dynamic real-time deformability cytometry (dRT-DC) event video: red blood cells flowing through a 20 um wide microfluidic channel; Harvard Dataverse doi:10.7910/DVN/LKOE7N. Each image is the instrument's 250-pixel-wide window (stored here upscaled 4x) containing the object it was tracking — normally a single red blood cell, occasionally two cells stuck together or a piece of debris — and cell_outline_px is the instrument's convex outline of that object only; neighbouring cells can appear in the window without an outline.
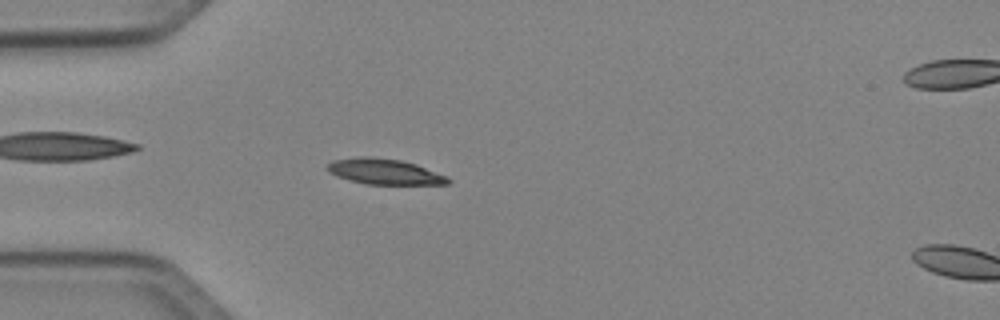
{"species": "Egyptian fruit bat (a non-hibernating species)", "species_latin": "Rousettus aegyptiacus", "temperature_condition": "cold", "stored_images_in_passage": 44, "camera_frame_rate_fps": 3000, "um_per_image_px": 0.085, "animal": {"sex": "female"}, "frame": {"image": 1, "passage_image": 8, "time_ms": 2.333, "image_size_px": [1000, 320], "cell_outline_px": [[452, 180], [448, 184], [368, 184], [336, 176], [328, 172], [328, 164], [332, 160], [360, 156], [368, 156], [400, 160], [416, 164], [448, 176]], "centroid_in_image_um": [32.7, 14.58], "position_along_channel_um": 52.3, "area_um2": 17.92}}
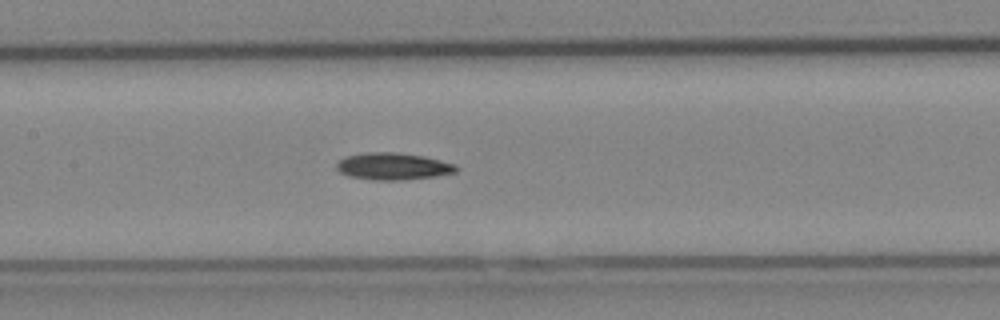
{"frame": {"image": 2, "passage_image": 18, "time_ms": 5.667, "image_size_px": [1000, 320], "cell_outline_px": [[460, 168], [456, 172], [432, 176], [404, 180], [372, 180], [348, 176], [340, 172], [336, 168], [336, 164], [340, 160], [348, 156], [368, 152], [396, 152], [424, 156], [456, 164]], "centroid_in_image_um": [33.42, 14.14], "position_along_channel_um": 174.0, "area_um2": 18.79}}
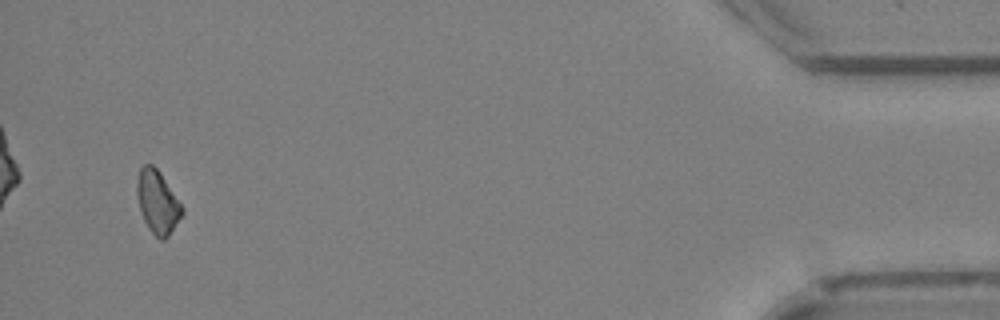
{"frame": {"image": 3, "passage_image": 42, "time_ms": 13.667, "image_size_px": [1000, 320], "cell_outline_px": [[184, 216], [168, 236], [164, 240], [160, 240], [148, 228], [140, 212], [136, 196], [136, 184], [140, 168], [144, 164], [152, 164], [160, 172], [184, 208]], "centroid_in_image_um": [13.4, 17.19], "position_along_channel_um": 421.8, "area_um2": 16.82}, "authors_computed_cell_mechanics": {"area_um2": 17.0799, "velocity_mm_per_s": 4.0405, "shape_relaxation_time_tau1_ms": 7.6437, "shape_relaxation_time_tau2_ms": null, "deformation_change_tau1": 0.1017, "deformation_change_tau2": null}}